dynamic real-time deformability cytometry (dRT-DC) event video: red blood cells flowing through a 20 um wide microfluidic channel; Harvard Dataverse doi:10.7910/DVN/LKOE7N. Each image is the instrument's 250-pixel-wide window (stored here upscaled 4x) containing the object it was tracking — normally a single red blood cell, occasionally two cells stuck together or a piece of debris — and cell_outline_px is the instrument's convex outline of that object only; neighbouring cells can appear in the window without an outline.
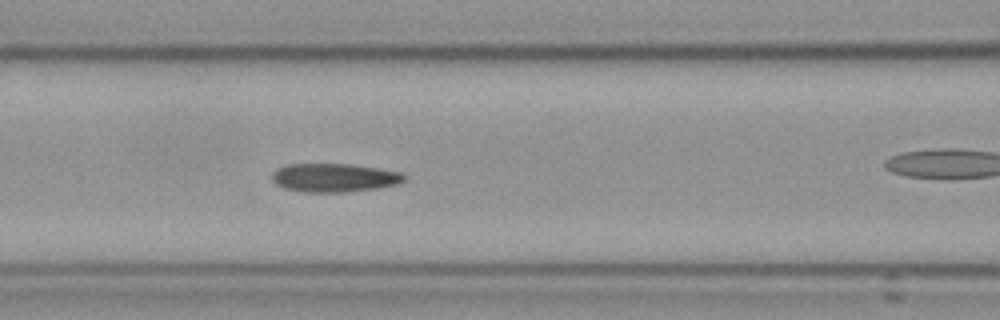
{"species": "Egyptian fruit bat (a non-hibernating species)", "species_latin": "Rousettus aegyptiacus", "temperature_condition": "cold", "stored_images_in_passage": 58, "camera_frame_rate_fps": 3000, "um_per_image_px": 0.085, "frame": {"image": 1, "passage_image": 25, "time_ms": 8.0, "image_size_px": [1000, 320], "cell_outline_px": [[408, 176], [404, 180], [396, 184], [376, 188], [344, 192], [304, 192], [284, 188], [276, 184], [272, 180], [272, 172], [276, 168], [288, 164], [352, 164], [380, 168], [400, 172]], "centroid_in_image_um": [28.39, 15.09], "position_along_channel_um": 138.2, "area_um2": 22.08}, "authors_computed_cell_mechanics": {"area_um2": 21.2415, "velocity_mm_per_s": 3.5806, "shape_relaxation_time_tau1_ms": null, "shape_relaxation_time_tau2_ms": 5.4193, "deformation_change_tau1": null, "deformation_change_tau2": 0.0918}}